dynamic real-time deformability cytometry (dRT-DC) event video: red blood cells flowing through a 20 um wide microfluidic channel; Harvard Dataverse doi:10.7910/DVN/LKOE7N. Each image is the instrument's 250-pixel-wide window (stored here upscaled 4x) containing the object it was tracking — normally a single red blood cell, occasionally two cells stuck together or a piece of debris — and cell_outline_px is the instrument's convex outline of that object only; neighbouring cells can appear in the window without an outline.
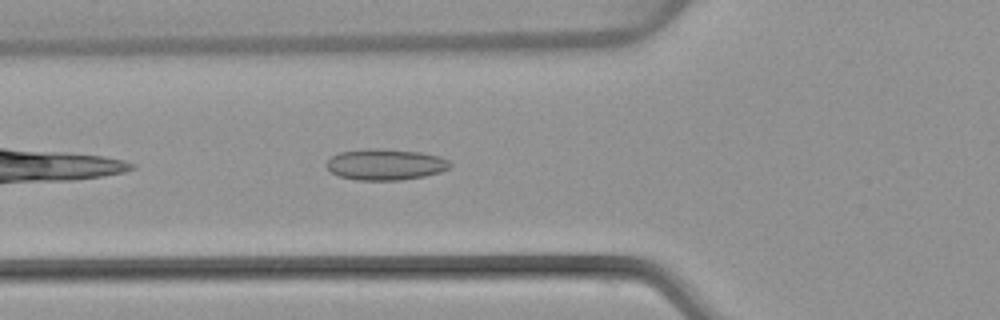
{"species": "common noctule bat (a hibernating species)", "species_latin": "Nyctalus noctula", "temperature_condition": "warm", "stored_images_in_passage": 30, "camera_frame_rate_fps": 3000, "um_per_image_px": 0.085, "animal": {"sex": "female", "body_mass_g": 22.7, "forearm_length_mm": 54.2}, "frame": {"image": 1, "passage_image": 4, "time_ms": 1.0, "image_size_px": [1000, 320], "cell_outline_px": [[452, 164], [448, 168], [440, 172], [424, 176], [400, 180], [356, 180], [340, 176], [332, 172], [324, 164], [332, 156], [340, 152], [368, 148], [380, 148], [420, 152], [440, 156], [448, 160]], "centroid_in_image_um": [32.76, 13.97], "position_along_channel_um": 93.0, "area_um2": 22.43}}
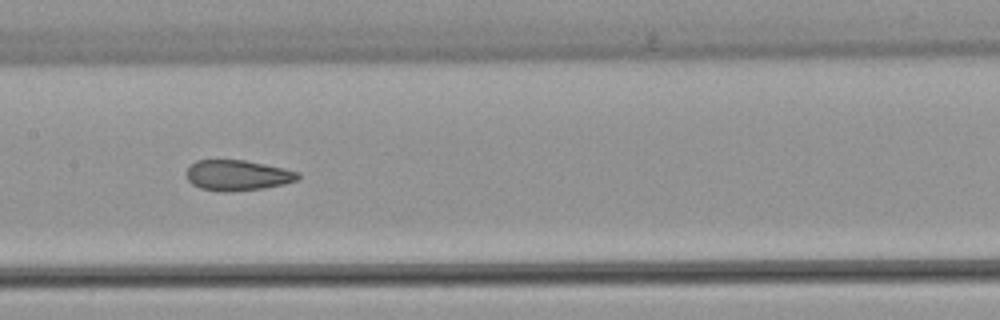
{"frame": {"image": 2, "passage_image": 11, "time_ms": 3.333, "image_size_px": [1000, 320], "cell_outline_px": [[300, 176], [296, 180], [284, 184], [264, 188], [224, 192], [200, 188], [192, 184], [188, 180], [188, 168], [196, 160], [244, 160], [284, 168], [300, 172]], "centroid_in_image_um": [20.21, 14.9], "position_along_channel_um": 187.2, "area_um2": 19.65}}
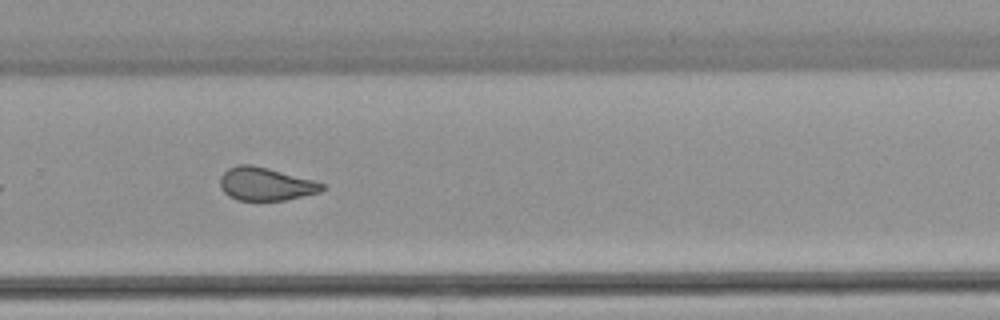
{"frame": {"image": 3, "passage_image": 20, "time_ms": 6.333, "image_size_px": [1000, 320], "cell_outline_px": [[324, 188], [320, 192], [284, 200], [236, 200], [228, 196], [220, 188], [220, 176], [228, 168], [236, 164], [252, 164], [268, 168], [312, 180], [324, 184]], "centroid_in_image_um": [22.52, 15.63], "position_along_channel_um": 307.3, "area_um2": 19.59}, "authors_computed_cell_mechanics": {"area_um2": 20.23, "velocity_mm_per_s": 4.0182, "shape_relaxation_time_tau1_ms": null, "shape_relaxation_time_tau2_ms": 1.4741, "deformation_change_tau1": null, "deformation_change_tau2": 0.0888}}